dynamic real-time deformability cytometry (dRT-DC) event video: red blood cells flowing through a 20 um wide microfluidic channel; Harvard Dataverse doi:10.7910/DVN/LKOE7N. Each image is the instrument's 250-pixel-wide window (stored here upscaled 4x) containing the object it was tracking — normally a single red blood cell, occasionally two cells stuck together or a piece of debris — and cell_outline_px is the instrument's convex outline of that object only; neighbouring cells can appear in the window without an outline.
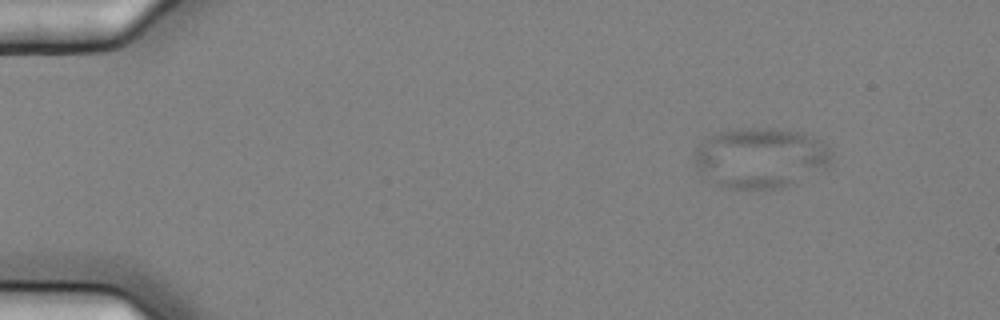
{"species": "common noctule bat (a hibernating species)", "species_latin": "Nyctalus noctula", "temperature_condition": "cold", "stored_images_in_passage": 5, "camera_frame_rate_fps": 3000, "um_per_image_px": 0.085, "animal": {"sex": "female", "body_mass_g": 25.1}, "frame": {"image": 1, "passage_image": 2, "time_ms": 0.333, "image_size_px": [1000, 320], "cell_outline_px": [[832, 152], [828, 164], [824, 168], [792, 184], [780, 188], [728, 188], [712, 180], [700, 172], [696, 164], [696, 152], [700, 144], [716, 132], [740, 128], [772, 128], [800, 132], [824, 144]], "centroid_in_image_um": [64.64, 13.4], "position_along_channel_um": 20.4, "area_um2": 47.05}}
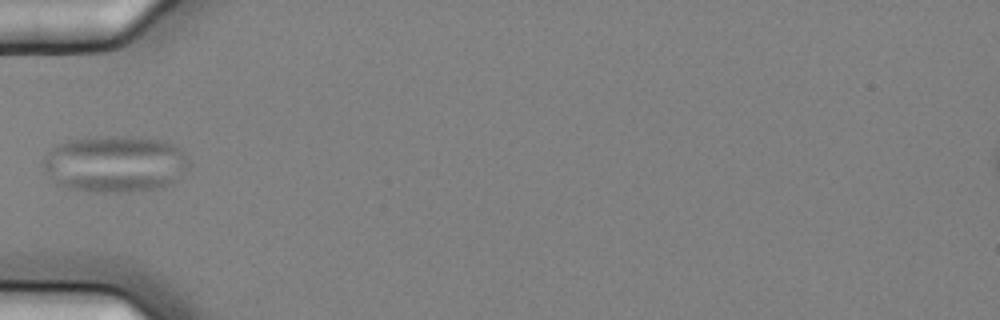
{"frame": {"image": 2, "passage_image": 5, "time_ms": 1.333, "image_size_px": [1000, 320], "cell_outline_px": [[192, 164], [176, 180], [160, 188], [120, 192], [88, 192], [56, 184], [48, 176], [44, 168], [44, 156], [56, 144], [68, 140], [96, 136], [132, 136], [160, 140], [172, 144]], "centroid_in_image_um": [9.74, 13.93], "position_along_channel_um": 75.3, "area_um2": 48.21}}